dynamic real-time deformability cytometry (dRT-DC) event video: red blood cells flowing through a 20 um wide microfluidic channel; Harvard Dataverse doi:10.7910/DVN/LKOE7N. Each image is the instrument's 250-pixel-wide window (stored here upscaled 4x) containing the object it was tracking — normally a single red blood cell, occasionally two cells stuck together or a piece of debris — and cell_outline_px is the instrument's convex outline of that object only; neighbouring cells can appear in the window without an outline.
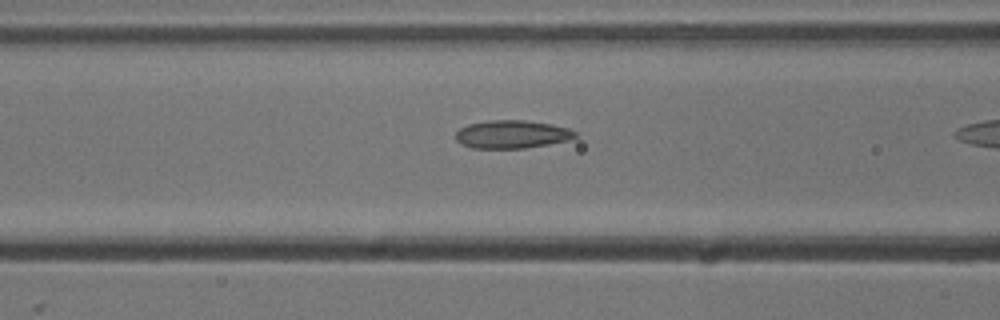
{"species": "common noctule bat (a hibernating species)", "species_latin": "Nyctalus noctula", "temperature_condition": "cold", "stored_images_in_passage": 7, "camera_frame_rate_fps": 3000, "um_per_image_px": 0.085, "animal": {"sex": "male", "body_mass_g": 13.3}, "frame": {"image": 1, "passage_image": 6, "time_ms": 1.667, "image_size_px": [1000, 320], "cell_outline_px": [[580, 136], [568, 140], [548, 144], [524, 148], [472, 148], [460, 144], [456, 140], [456, 132], [460, 128], [468, 124], [488, 120], [524, 120], [552, 124], [568, 128], [576, 132]], "centroid_in_image_um": [43.52, 11.41], "position_along_channel_um": 123.1, "area_um2": 19.65}}